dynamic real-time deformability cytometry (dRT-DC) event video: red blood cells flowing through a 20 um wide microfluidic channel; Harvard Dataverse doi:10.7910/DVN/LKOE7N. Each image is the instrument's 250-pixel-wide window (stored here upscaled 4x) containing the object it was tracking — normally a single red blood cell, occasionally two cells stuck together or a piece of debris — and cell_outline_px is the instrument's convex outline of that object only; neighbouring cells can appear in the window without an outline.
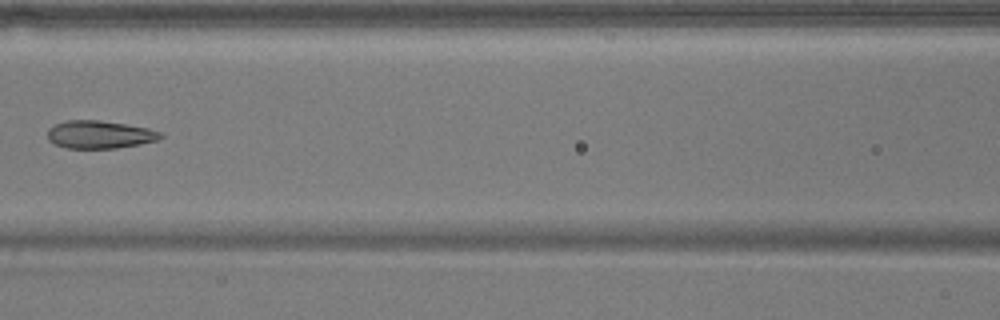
{"species": "common noctule bat (a hibernating species)", "species_latin": "Nyctalus noctula", "temperature_condition": "warm", "stored_images_in_passage": 7, "camera_frame_rate_fps": 3000, "um_per_image_px": 0.085, "animal": {"sex": "male", "body_mass_g": 17.9}, "frame": {"image": 1, "passage_image": 6, "time_ms": 7.0, "image_size_px": [1000, 320], "cell_outline_px": [[164, 136], [156, 140], [140, 144], [116, 148], [68, 148], [56, 144], [48, 140], [48, 128], [56, 124], [68, 120], [100, 120], [148, 128], [160, 132]], "centroid_in_image_um": [8.46, 11.43], "position_along_channel_um": 158.1, "area_um2": 18.15}}
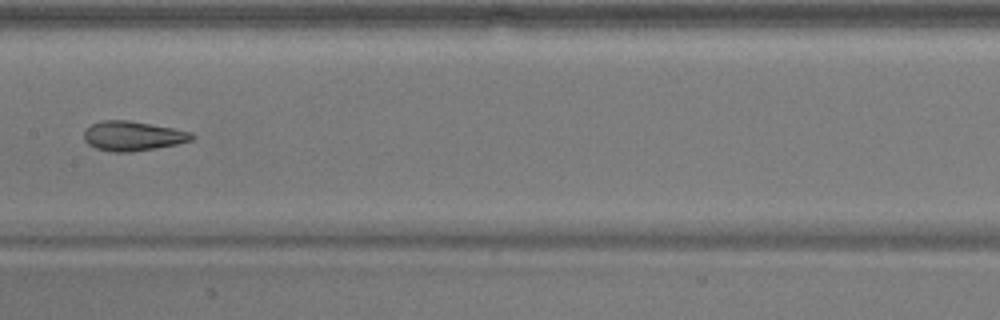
{"frame": {"image": 2, "passage_image": 7, "time_ms": 8.0, "image_size_px": [1000, 320], "cell_outline_px": [[196, 136], [192, 140], [176, 144], [156, 148], [132, 152], [112, 152], [96, 148], [88, 144], [84, 140], [84, 132], [92, 124], [104, 120], [128, 120], [152, 124], [192, 132]], "centroid_in_image_um": [11.3, 11.56], "position_along_channel_um": 196.1, "area_um2": 18.55}}